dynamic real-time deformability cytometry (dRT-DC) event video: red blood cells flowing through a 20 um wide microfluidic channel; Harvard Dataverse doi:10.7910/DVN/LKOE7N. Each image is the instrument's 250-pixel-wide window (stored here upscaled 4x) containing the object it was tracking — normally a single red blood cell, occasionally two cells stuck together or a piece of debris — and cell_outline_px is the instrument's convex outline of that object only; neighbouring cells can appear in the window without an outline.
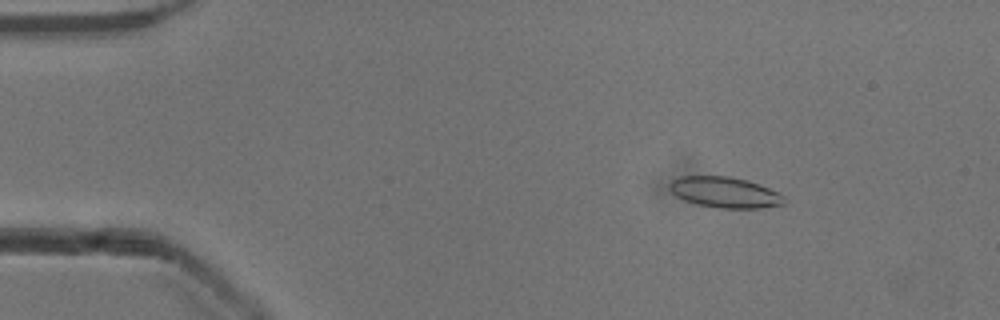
{"species": "common noctule bat (a hibernating species)", "species_latin": "Nyctalus noctula", "temperature_condition": "cold", "stored_images_in_passage": 52, "camera_frame_rate_fps": 3000, "um_per_image_px": 0.085, "animal": {"sex": "male", "body_mass_g": 13.3}, "frame": {"image": 1, "passage_image": 7, "time_ms": 2.0, "image_size_px": [1000, 320], "cell_outline_px": [[784, 204], [760, 208], [720, 208], [696, 204], [684, 200], [676, 196], [668, 188], [668, 184], [672, 180], [680, 176], [732, 176], [748, 180], [760, 184], [784, 196]], "centroid_in_image_um": [61.58, 16.34], "position_along_channel_um": 23.4, "area_um2": 20.63}}
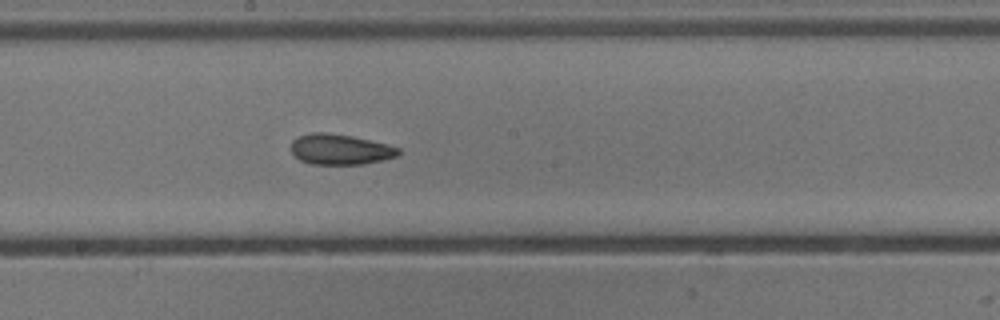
{"frame": {"image": 2, "passage_image": 28, "time_ms": 9.0, "image_size_px": [1000, 320], "cell_outline_px": [[400, 152], [396, 156], [384, 160], [364, 164], [312, 164], [300, 160], [292, 152], [292, 140], [300, 136], [312, 132], [324, 132], [352, 136], [388, 144], [400, 148]], "centroid_in_image_um": [28.94, 12.7], "position_along_channel_um": 219.3, "area_um2": 19.02}}
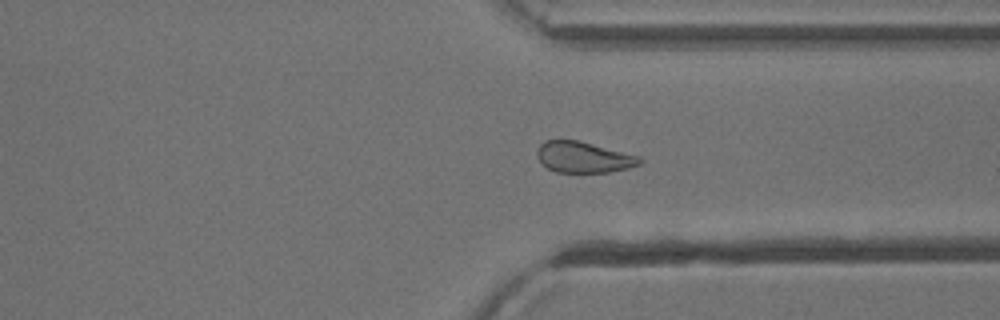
{"frame": {"image": 3, "passage_image": 39, "time_ms": 12.667, "image_size_px": [1000, 320], "cell_outline_px": [[644, 160], [640, 164], [628, 168], [608, 172], [556, 172], [548, 168], [536, 156], [536, 148], [544, 140], [576, 140], [640, 156]], "centroid_in_image_um": [49.59, 13.36], "position_along_channel_um": 361.8, "area_um2": 18.44}, "authors_computed_cell_mechanics": {"area_um2": 19.9121, "velocity_mm_per_s": 3.9081, "shape_relaxation_time_tau1_ms": 9.8556, "shape_relaxation_time_tau2_ms": 2.465, "deformation_change_tau1": 0.1469, "deformation_change_tau2": 0.0847}}